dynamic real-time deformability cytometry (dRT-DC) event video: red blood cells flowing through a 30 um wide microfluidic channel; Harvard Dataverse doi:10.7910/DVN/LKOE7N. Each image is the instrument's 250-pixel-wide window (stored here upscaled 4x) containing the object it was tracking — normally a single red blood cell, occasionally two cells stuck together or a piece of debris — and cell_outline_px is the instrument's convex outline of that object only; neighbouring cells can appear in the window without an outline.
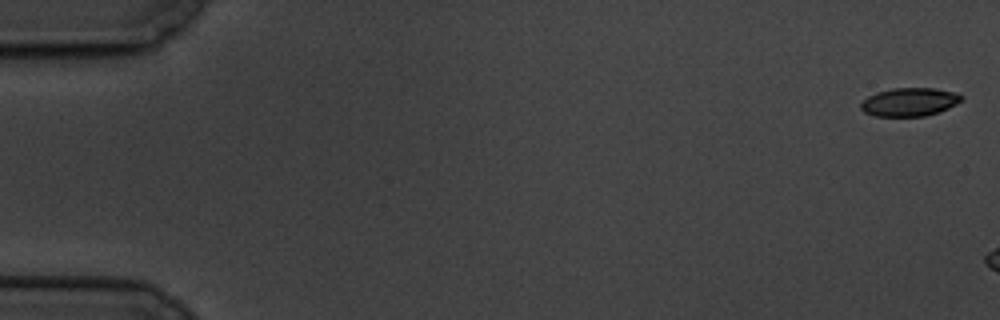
{"species": "common noctule bat (a hibernating species)", "species_latin": "Nyctalus noctula", "temperature_condition": "cold", "stored_images_in_passage": 6, "camera_frame_rate_fps": 3000, "um_per_image_px": 0.085, "animal": {"sex": "male", "body_mass_g": 19.5, "forearm_length_mm": 54.6}, "frame": {"image": 1, "passage_image": 1, "time_ms": 0.0, "image_size_px": [1000, 320], "cell_outline_px": [[964, 100], [948, 108], [924, 116], [876, 116], [864, 112], [860, 108], [860, 104], [868, 96], [876, 92], [892, 88], [936, 88], [956, 92], [964, 96]], "centroid_in_image_um": [77.33, 8.65], "position_along_channel_um": 7.7, "area_um2": 16.7}}